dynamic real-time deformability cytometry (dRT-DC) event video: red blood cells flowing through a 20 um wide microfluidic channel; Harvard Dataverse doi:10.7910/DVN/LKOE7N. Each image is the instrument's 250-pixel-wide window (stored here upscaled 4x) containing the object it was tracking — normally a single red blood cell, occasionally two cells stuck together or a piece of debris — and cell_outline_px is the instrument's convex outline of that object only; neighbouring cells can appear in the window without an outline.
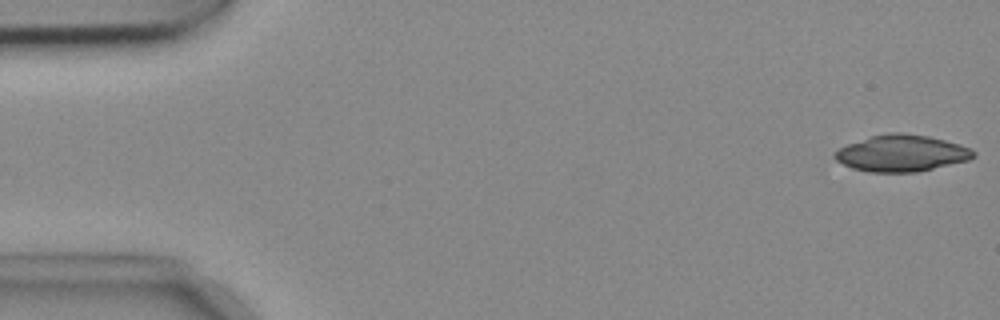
{"species": "common noctule bat (a hibernating species)", "species_latin": "Nyctalus noctula", "temperature_condition": "cold", "stored_images_in_passage": 53, "camera_frame_rate_fps": 3000, "um_per_image_px": 0.085, "animal": {"sex": "female", "body_mass_g": 18.4}, "frame": {"image": 1, "passage_image": 1, "time_ms": 0.0, "image_size_px": [1000, 320], "cell_outline_px": [[976, 156], [968, 160], [916, 172], [868, 172], [852, 168], [836, 160], [832, 156], [840, 148], [848, 144], [872, 136], [892, 132], [900, 132], [928, 136], [960, 144], [976, 152]], "centroid_in_image_um": [76.64, 13.03], "position_along_channel_um": 8.4, "area_um2": 29.25}}